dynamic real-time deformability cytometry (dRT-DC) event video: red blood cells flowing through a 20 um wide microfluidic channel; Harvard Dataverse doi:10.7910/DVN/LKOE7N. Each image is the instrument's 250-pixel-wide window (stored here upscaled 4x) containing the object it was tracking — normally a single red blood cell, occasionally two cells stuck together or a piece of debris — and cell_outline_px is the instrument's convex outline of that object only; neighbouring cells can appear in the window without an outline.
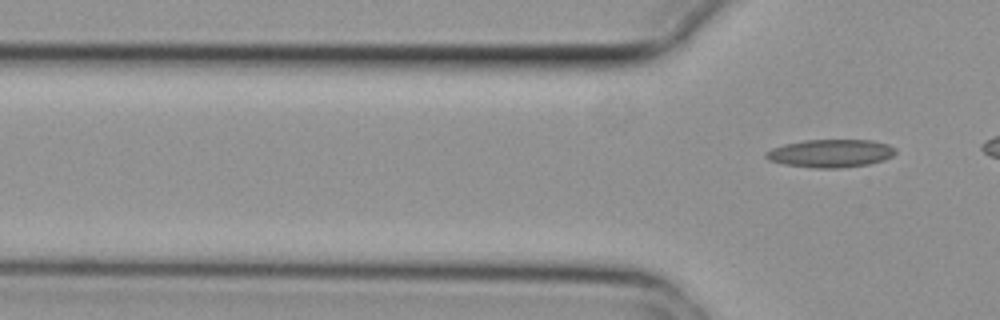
{"species": "common noctule bat (a hibernating species)", "species_latin": "Nyctalus noctula", "temperature_condition": "cold", "stored_images_in_passage": 2, "camera_frame_rate_fps": 3000, "um_per_image_px": 0.085, "animal": {"sex": "female", "body_mass_g": 29.2, "forearm_length_mm": 56.3}, "frame": {"image": 1, "passage_image": 2, "time_ms": 0.333, "image_size_px": [1000, 320], "cell_outline_px": [[896, 152], [892, 156], [884, 160], [868, 164], [840, 168], [812, 168], [784, 164], [768, 160], [764, 156], [764, 152], [772, 148], [784, 144], [804, 140], [872, 140], [888, 144], [896, 148]], "centroid_in_image_um": [70.58, 13.03], "position_along_channel_um": 55.2, "area_um2": 21.27}}